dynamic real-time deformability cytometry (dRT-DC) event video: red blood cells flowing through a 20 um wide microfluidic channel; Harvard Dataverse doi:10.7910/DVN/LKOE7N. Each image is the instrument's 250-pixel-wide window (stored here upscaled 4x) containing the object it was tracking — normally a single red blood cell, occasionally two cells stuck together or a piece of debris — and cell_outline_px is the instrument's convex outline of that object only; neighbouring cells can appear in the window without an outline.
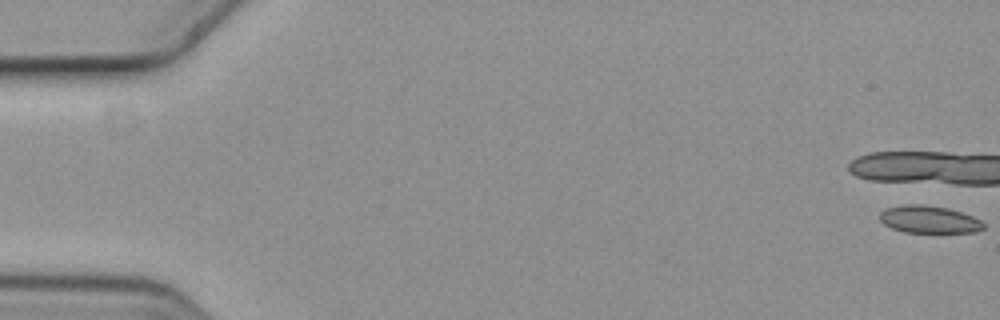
{"species": "common noctule bat (a hibernating species)", "species_latin": "Nyctalus noctula", "temperature_condition": "cold", "stored_images_in_passage": 9, "camera_frame_rate_fps": 3000, "um_per_image_px": 0.085, "animal": {"sex": "female", "body_mass_g": 19.3, "forearm_length_mm": 54.1}, "frame": {"image": 1, "passage_image": 1, "time_ms": 0.0, "image_size_px": [1000, 320], "cell_outline_px": [[984, 228], [976, 232], [904, 232], [892, 228], [884, 224], [880, 220], [880, 212], [888, 208], [908, 204], [920, 204], [948, 208], [972, 216], [980, 220], [984, 224]], "centroid_in_image_um": [78.97, 18.66], "position_along_channel_um": 6.0, "area_um2": 16.36}}
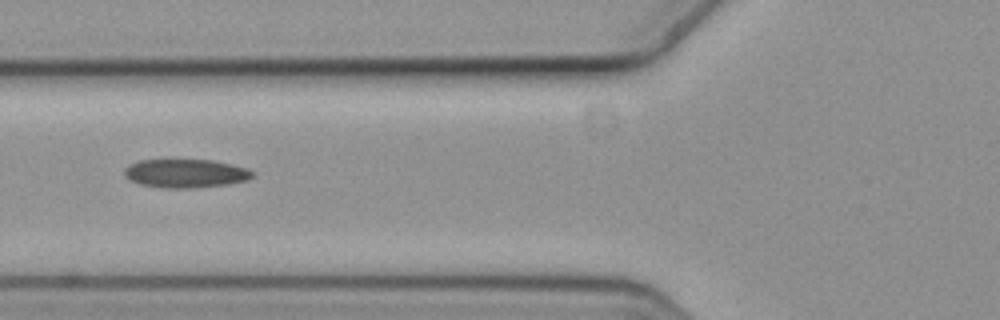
{"frame": {"image": 2, "passage_image": 8, "time_ms": 2.333, "image_size_px": [1000, 320], "cell_outline_px": [[252, 176], [248, 180], [228, 184], [192, 188], [164, 188], [140, 184], [128, 180], [124, 176], [124, 168], [128, 164], [140, 160], [212, 160], [232, 164], [248, 168], [252, 172]], "centroid_in_image_um": [15.74, 14.74], "position_along_channel_um": 110.1, "area_um2": 21.44}}
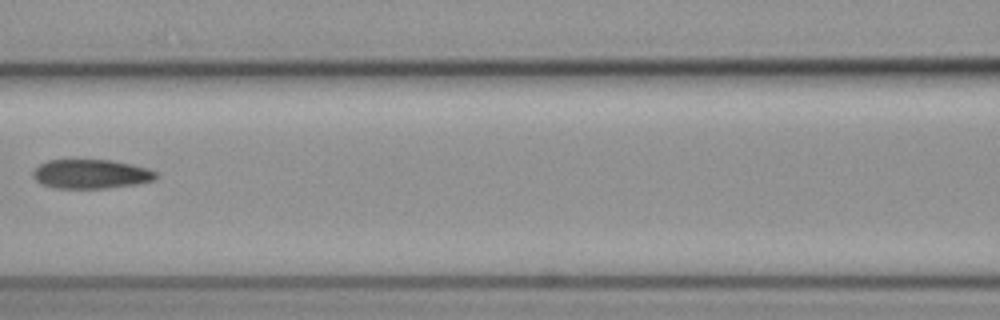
{"frame": {"image": 3, "passage_image": 9, "time_ms": 2.667, "image_size_px": [1000, 320], "cell_outline_px": [[156, 176], [152, 180], [136, 184], [108, 188], [56, 188], [40, 184], [32, 176], [32, 172], [40, 164], [48, 160], [112, 160], [132, 164], [148, 168], [156, 172]], "centroid_in_image_um": [7.71, 14.79], "position_along_channel_um": 158.9, "area_um2": 20.87}}